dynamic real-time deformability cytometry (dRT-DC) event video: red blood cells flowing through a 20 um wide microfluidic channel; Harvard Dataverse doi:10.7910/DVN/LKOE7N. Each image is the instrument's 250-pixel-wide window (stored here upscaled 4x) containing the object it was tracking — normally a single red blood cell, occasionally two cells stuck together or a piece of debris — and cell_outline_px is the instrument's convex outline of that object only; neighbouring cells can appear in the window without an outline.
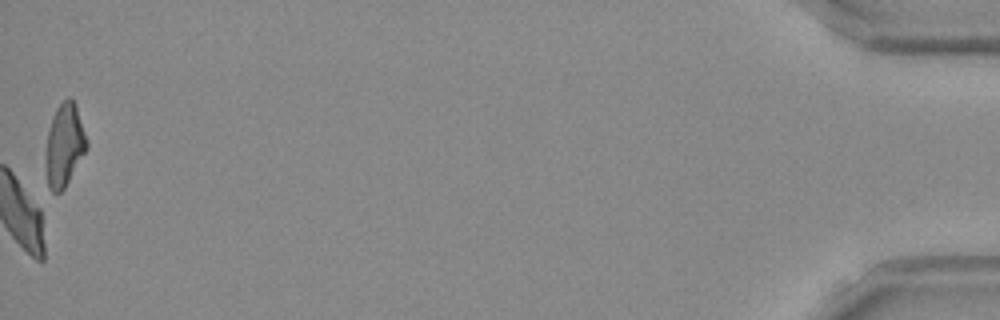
{"species": "Egyptian fruit bat (a non-hibernating species)", "species_latin": "Rousettus aegyptiacus", "temperature_condition": "room temperature", "stored_images_in_passage": 53, "camera_frame_rate_fps": 3000, "um_per_image_px": 0.085, "frame": {"image": 1, "passage_image": 53, "time_ms": 17.333, "image_size_px": [1000, 320], "cell_outline_px": [[88, 148], [64, 188], [60, 192], [52, 192], [48, 188], [44, 164], [44, 156], [48, 132], [52, 116], [56, 108], [68, 96], [76, 104], [88, 140]], "centroid_in_image_um": [5.46, 12.34], "position_along_channel_um": 429.7, "area_um2": 20.11}, "authors_computed_cell_mechanics": {"area_um2": 22.3108, "velocity_mm_per_s": 3.82, "shape_relaxation_time_tau1_ms": null, "shape_relaxation_time_tau2_ms": 4.2626, "deformation_change_tau1": null, "deformation_change_tau2": 0.1024}}